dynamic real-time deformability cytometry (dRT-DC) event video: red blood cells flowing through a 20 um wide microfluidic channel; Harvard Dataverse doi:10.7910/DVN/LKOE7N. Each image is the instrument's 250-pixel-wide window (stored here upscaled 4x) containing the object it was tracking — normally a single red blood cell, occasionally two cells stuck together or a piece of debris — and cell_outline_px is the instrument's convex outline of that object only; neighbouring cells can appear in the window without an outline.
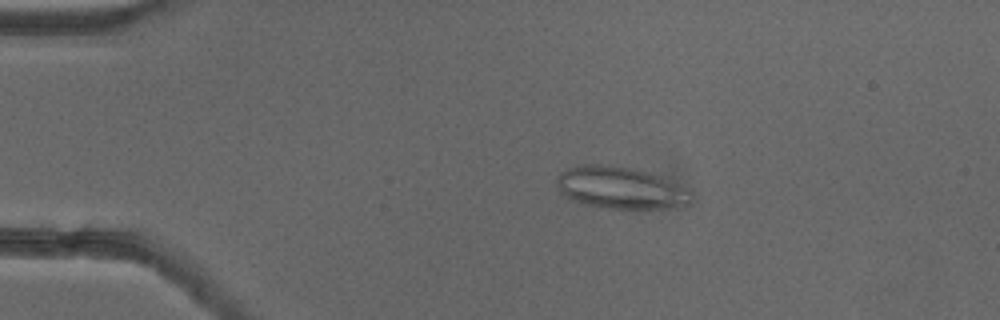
{"species": "common noctule bat (a hibernating species)", "species_latin": "Nyctalus noctula", "temperature_condition": "cold", "stored_images_in_passage": 52, "camera_frame_rate_fps": 3000, "um_per_image_px": 0.085, "animal": {"sex": "female"}, "frame": {"image": 1, "passage_image": 10, "time_ms": 3.0, "image_size_px": [1000, 320], "cell_outline_px": [[692, 200], [688, 204], [660, 208], [600, 208], [568, 200], [560, 192], [556, 180], [560, 172], [576, 164], [612, 164], [632, 168], [664, 176], [692, 192]], "centroid_in_image_um": [52.7, 15.94], "position_along_channel_um": 32.3, "area_um2": 33.41}}
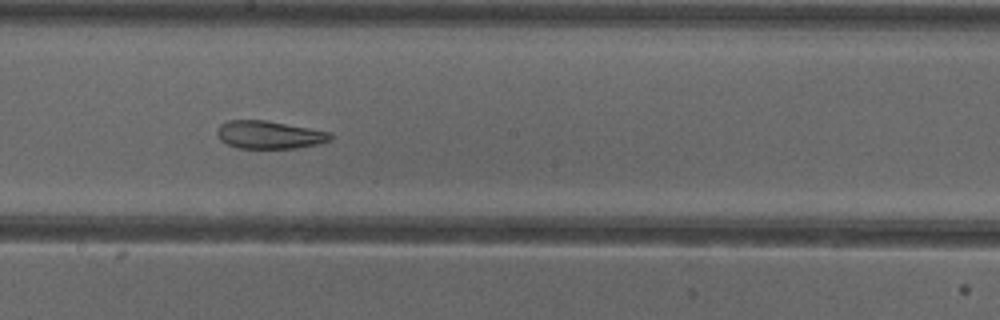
{"frame": {"image": 2, "passage_image": 29, "time_ms": 9.333, "image_size_px": [1000, 320], "cell_outline_px": [[332, 140], [316, 144], [296, 148], [236, 148], [220, 140], [216, 132], [216, 128], [220, 124], [228, 120], [264, 120], [332, 132]], "centroid_in_image_um": [22.87, 11.45], "position_along_channel_um": 225.3, "area_um2": 18.44}}
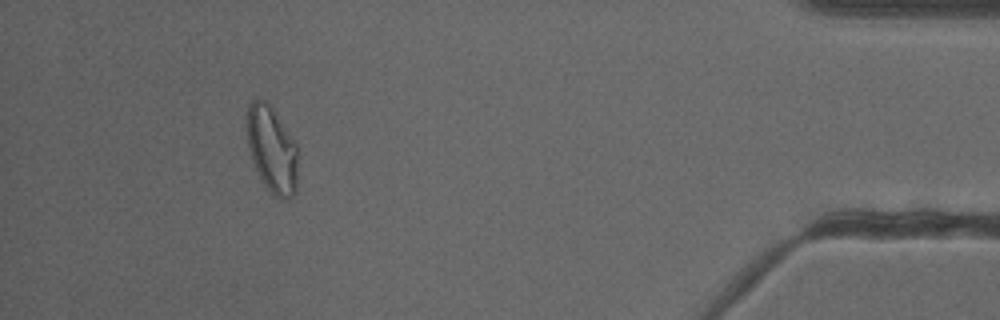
{"frame": {"image": 3, "passage_image": 48, "time_ms": 15.667, "image_size_px": [1000, 320], "cell_outline_px": [[300, 156], [296, 192], [288, 200], [280, 200], [264, 184], [252, 160], [248, 144], [244, 116], [248, 104], [252, 100], [264, 100], [272, 108], [296, 144]], "centroid_in_image_um": [23.13, 12.72], "position_along_channel_um": 412.1, "area_um2": 26.18}, "authors_computed_cell_mechanics": {"area_um2": 24.3049, "velocity_mm_per_s": 3.888, "shape_relaxation_time_tau1_ms": null, "shape_relaxation_time_tau2_ms": 1.8318, "deformation_change_tau1": null, "deformation_change_tau2": 0.0941}}